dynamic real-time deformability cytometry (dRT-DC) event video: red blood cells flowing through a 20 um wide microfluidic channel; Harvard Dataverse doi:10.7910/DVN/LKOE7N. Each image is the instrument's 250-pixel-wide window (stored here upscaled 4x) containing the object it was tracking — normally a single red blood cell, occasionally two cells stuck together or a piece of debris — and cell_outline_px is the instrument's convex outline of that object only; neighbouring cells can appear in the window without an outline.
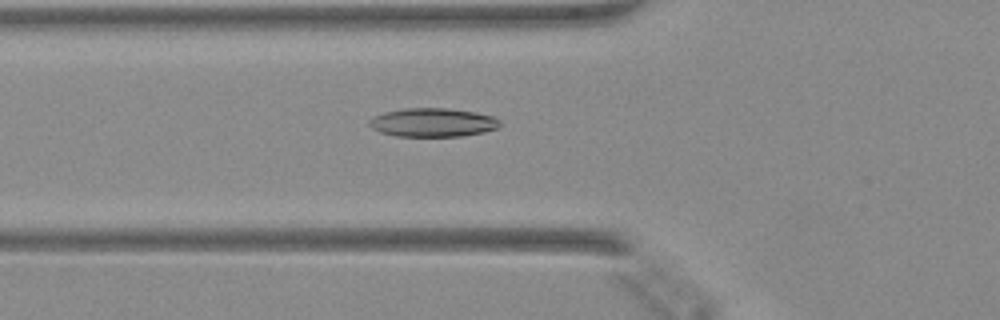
{"species": "Egyptian fruit bat (a non-hibernating species)", "species_latin": "Rousettus aegyptiacus", "temperature_condition": "warm", "stored_images_in_passage": 27, "camera_frame_rate_fps": 3000, "um_per_image_px": 0.085, "animal": {"sex": "female"}, "frame": {"image": 1, "passage_image": 2, "time_ms": 0.333, "image_size_px": [1000, 320], "cell_outline_px": [[500, 124], [496, 128], [484, 132], [460, 136], [396, 136], [380, 132], [372, 128], [368, 124], [368, 120], [372, 116], [384, 112], [404, 108], [448, 108], [476, 112], [492, 116], [500, 120]], "centroid_in_image_um": [36.75, 10.4], "position_along_channel_um": 89.1, "area_um2": 21.91}}
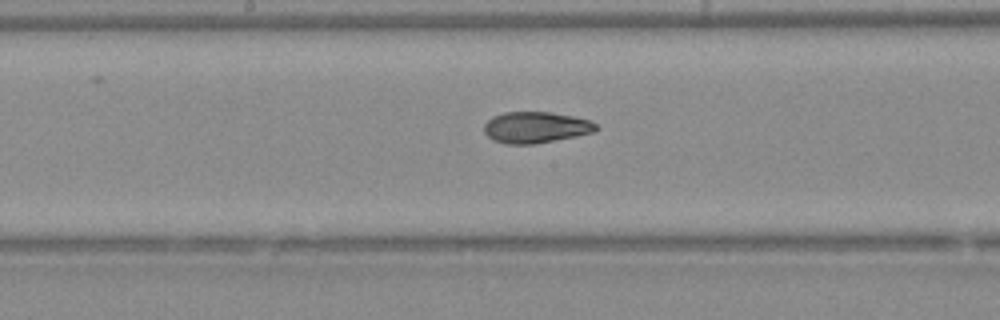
{"frame": {"image": 2, "passage_image": 10, "time_ms": 3.0, "image_size_px": [1000, 320], "cell_outline_px": [[600, 128], [596, 132], [536, 144], [504, 144], [492, 140], [484, 132], [484, 124], [492, 116], [504, 112], [548, 112], [572, 116], [592, 120]], "centroid_in_image_um": [45.55, 10.83], "position_along_channel_um": 202.6, "area_um2": 20.63}}
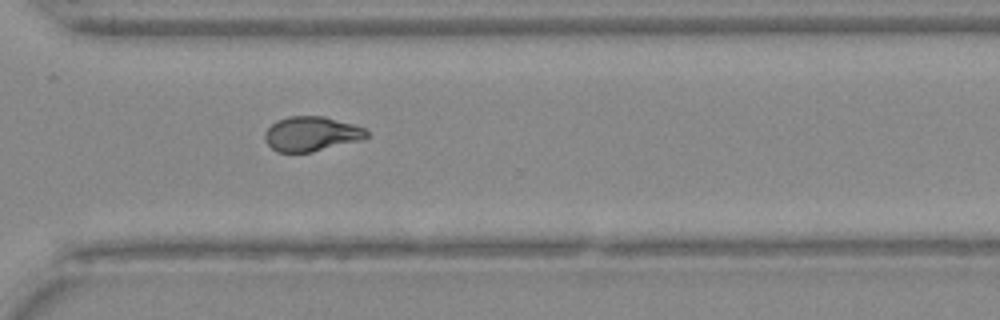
{"frame": {"image": 3, "passage_image": 20, "time_ms": 6.333, "image_size_px": [1000, 320], "cell_outline_px": [[368, 136], [364, 140], [312, 152], [276, 152], [264, 140], [264, 132], [276, 120], [288, 116], [324, 116], [352, 124], [364, 128], [368, 132]], "centroid_in_image_um": [26.47, 11.38], "position_along_channel_um": 344.1, "area_um2": 20.75}}